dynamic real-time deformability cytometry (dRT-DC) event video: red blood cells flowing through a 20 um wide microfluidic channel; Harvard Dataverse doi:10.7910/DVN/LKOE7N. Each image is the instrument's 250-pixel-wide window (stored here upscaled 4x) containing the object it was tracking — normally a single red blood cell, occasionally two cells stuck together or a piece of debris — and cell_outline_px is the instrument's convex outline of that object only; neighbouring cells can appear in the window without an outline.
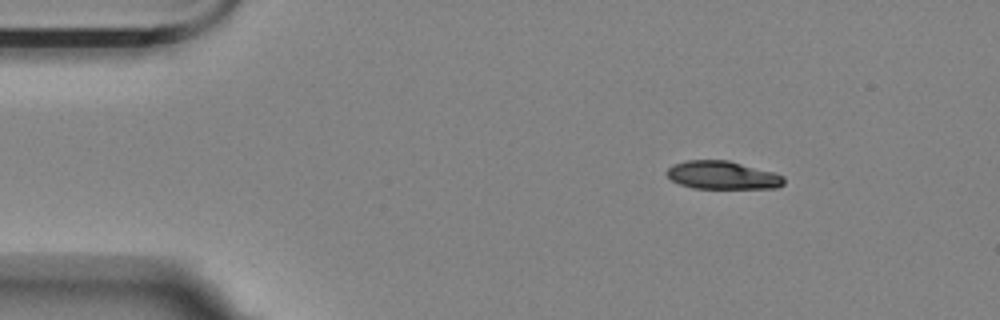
{"species": "Egyptian fruit bat (a non-hibernating species)", "species_latin": "Rousettus aegyptiacus", "temperature_condition": "room temperature", "stored_images_in_passage": 10, "camera_frame_rate_fps": 3000, "um_per_image_px": 0.085, "animal": {"sex": "female"}, "frame": {"image": 1, "passage_image": 1, "time_ms": 0.0, "image_size_px": [1000, 320], "cell_outline_px": [[784, 184], [776, 188], [692, 188], [680, 184], [672, 180], [664, 172], [672, 164], [684, 160], [728, 160], [772, 172], [784, 176]], "centroid_in_image_um": [61.37, 14.88], "position_along_channel_um": 23.6, "area_um2": 19.19}}
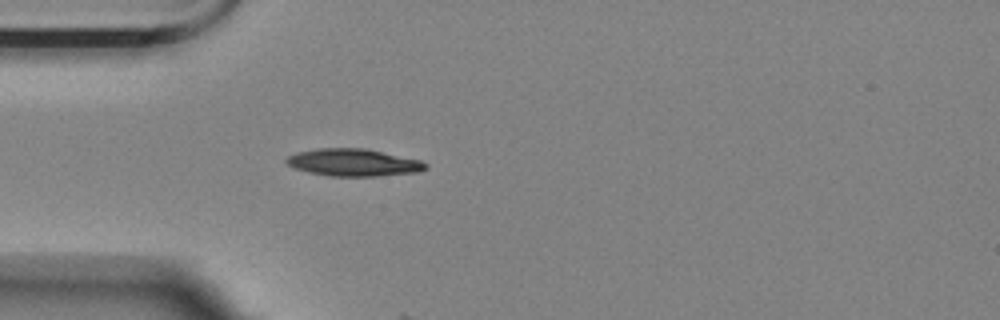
{"frame": {"image": 2, "passage_image": 9, "time_ms": 2.667, "image_size_px": [1000, 320], "cell_outline_px": [[428, 168], [416, 172], [376, 176], [332, 176], [308, 172], [296, 168], [288, 164], [284, 160], [288, 156], [296, 152], [316, 148], [364, 148], [420, 160], [428, 164]], "centroid_in_image_um": [30.02, 13.8], "position_along_channel_um": 55.0, "area_um2": 22.02}}